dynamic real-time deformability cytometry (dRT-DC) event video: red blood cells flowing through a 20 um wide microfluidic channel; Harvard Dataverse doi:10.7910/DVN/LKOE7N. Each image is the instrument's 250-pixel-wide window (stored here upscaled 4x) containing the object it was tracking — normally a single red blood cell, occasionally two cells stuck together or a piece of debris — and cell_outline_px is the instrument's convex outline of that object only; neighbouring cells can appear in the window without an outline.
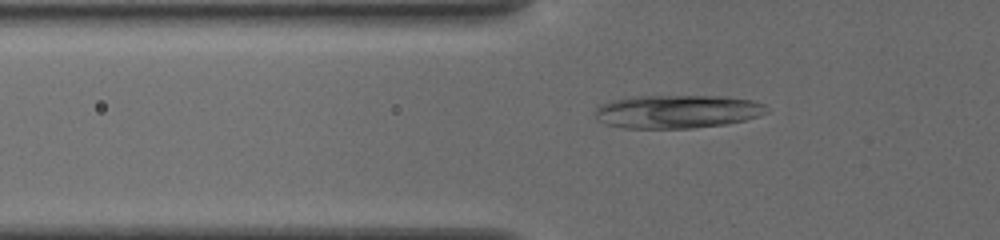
{"species": "common noctule bat (a hibernating species)", "species_latin": "Nyctalus noctula", "temperature_condition": "cold", "stored_images_in_passage": 43, "camera_frame_rate_fps": 3000, "um_per_image_px": 0.085, "animal": {"sex": "female", "body_mass_g": 19.5, "forearm_length_mm": 54.1}, "frame": {"image": 1, "passage_image": 8, "time_ms": 2.333, "image_size_px": [1000, 240], "cell_outline_px": [[764, 104], [760, 112], [756, 116], [744, 120], [728, 124], [692, 128], [628, 128], [608, 124], [596, 112], [604, 104], [616, 100], [640, 96], [720, 96], [748, 100]], "centroid_in_image_um": [57.6, 9.49], "position_along_channel_um": 68.2, "area_um2": 31.96}}
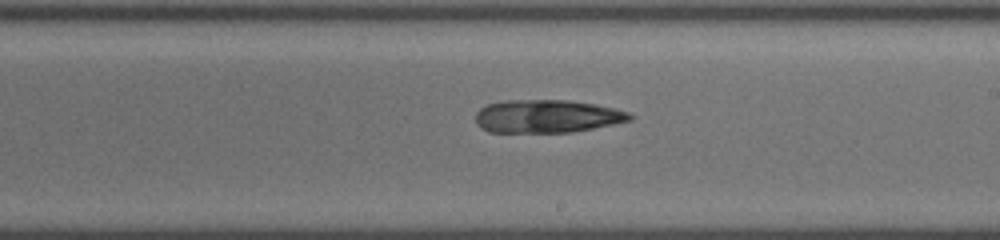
{"frame": {"image": 2, "passage_image": 22, "time_ms": 7.0, "image_size_px": [1000, 240], "cell_outline_px": [[632, 120], [572, 132], [488, 132], [476, 120], [476, 112], [480, 108], [488, 104], [504, 100], [564, 100], [592, 104], [612, 108], [628, 112], [632, 116]], "centroid_in_image_um": [46.47, 9.88], "position_along_channel_um": 242.5, "area_um2": 29.25}}
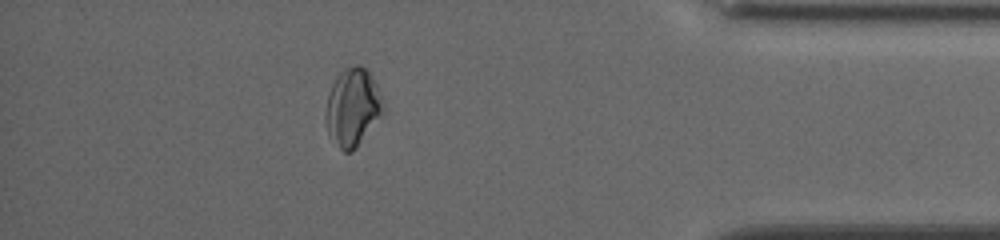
{"frame": {"image": 3, "passage_image": 37, "time_ms": 12.0, "image_size_px": [1000, 240], "cell_outline_px": [[380, 112], [356, 148], [352, 152], [344, 152], [328, 136], [328, 96], [332, 84], [336, 76], [344, 68], [356, 64], [360, 64], [368, 72], [380, 96]], "centroid_in_image_um": [29.91, 9.1], "position_along_channel_um": 405.3, "area_um2": 24.45}}